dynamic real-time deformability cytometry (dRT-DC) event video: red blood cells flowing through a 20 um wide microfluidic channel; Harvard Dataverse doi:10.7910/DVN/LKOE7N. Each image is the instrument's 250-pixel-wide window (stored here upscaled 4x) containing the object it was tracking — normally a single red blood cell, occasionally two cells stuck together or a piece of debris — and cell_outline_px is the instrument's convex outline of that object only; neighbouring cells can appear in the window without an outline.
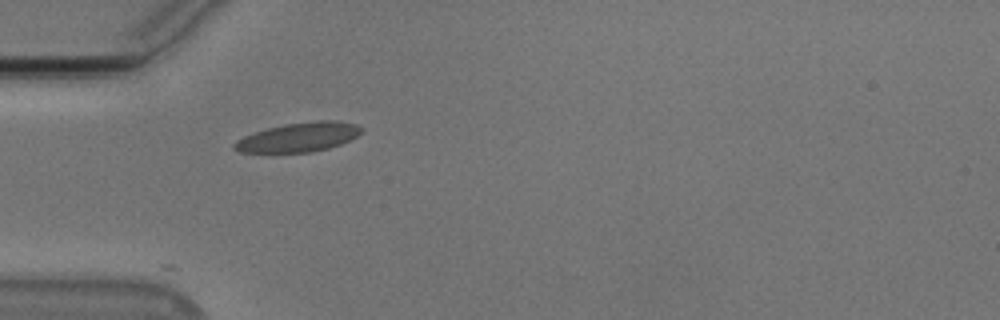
{"species": "Egyptian fruit bat (a non-hibernating species)", "species_latin": "Rousettus aegyptiacus", "temperature_condition": "cold", "stored_images_in_passage": 4, "camera_frame_rate_fps": 3000, "um_per_image_px": 0.085, "animal": {"sex": "male"}, "frame": {"image": 1, "passage_image": 1, "time_ms": 0.0, "image_size_px": [1000, 320], "cell_outline_px": [[364, 132], [340, 144], [328, 148], [312, 152], [240, 152], [232, 148], [232, 144], [236, 140], [244, 136], [268, 128], [288, 124], [316, 120], [336, 120], [356, 124], [364, 128]], "centroid_in_image_um": [25.41, 11.65], "position_along_channel_um": 59.6, "area_um2": 21.56}}
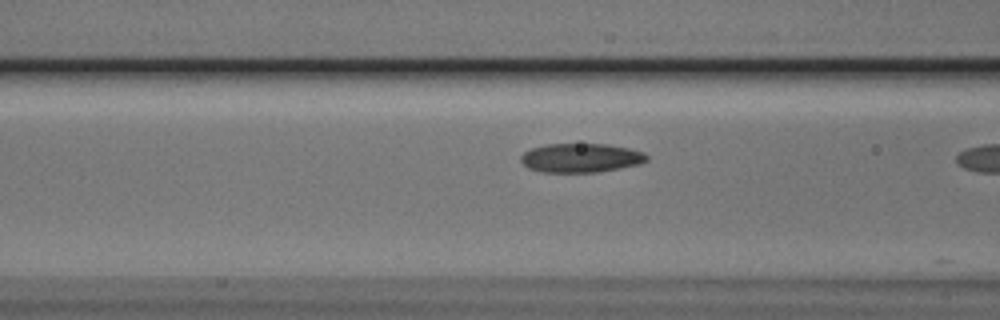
{"frame": {"image": 2, "passage_image": 3, "time_ms": 0.667, "image_size_px": [1000, 320], "cell_outline_px": [[648, 160], [640, 164], [600, 172], [544, 172], [528, 168], [520, 160], [520, 156], [524, 152], [532, 148], [548, 144], [608, 144], [628, 148], [644, 152], [648, 156]], "centroid_in_image_um": [49.39, 13.42], "position_along_channel_um": 117.2, "area_um2": 21.33}}